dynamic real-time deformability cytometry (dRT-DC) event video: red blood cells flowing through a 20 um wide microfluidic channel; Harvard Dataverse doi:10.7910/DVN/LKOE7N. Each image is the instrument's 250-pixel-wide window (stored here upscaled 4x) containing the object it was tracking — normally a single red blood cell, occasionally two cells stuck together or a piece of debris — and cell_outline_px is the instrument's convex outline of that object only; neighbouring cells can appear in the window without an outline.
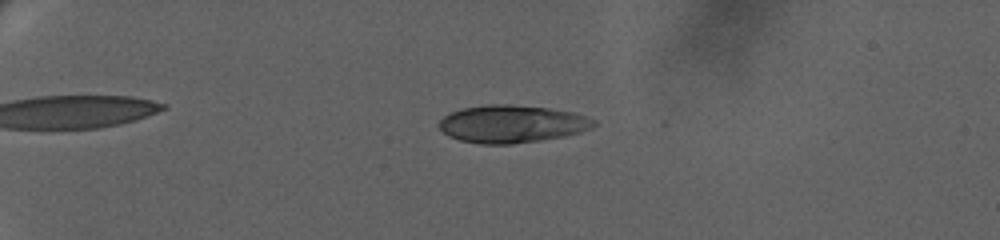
{"species": "human", "species_latin": "Homo sapiens", "temperature_condition": "warm", "stored_images_in_passage": 26, "camera_frame_rate_fps": 3000, "um_per_image_px": 0.085, "donor": {"sex": "female"}, "frame": {"image": 1, "passage_image": 19, "time_ms": 6.333, "image_size_px": [1000, 240], "cell_outline_px": [[596, 124], [592, 128], [580, 132], [564, 136], [540, 140], [512, 144], [480, 144], [460, 140], [448, 136], [440, 128], [440, 120], [444, 116], [452, 112], [464, 108], [488, 104], [512, 104], [548, 108], [572, 112], [596, 120]], "centroid_in_image_um": [43.52, 10.53], "position_along_channel_um": 41.5, "area_um2": 33.76}}
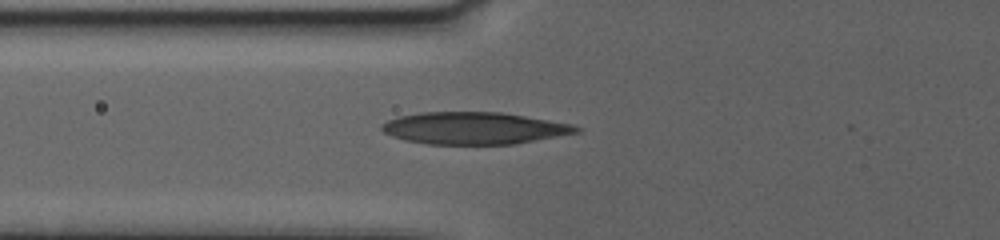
{"frame": {"image": 2, "passage_image": 24, "time_ms": 10.0, "image_size_px": [1000, 240], "cell_outline_px": [[580, 132], [512, 144], [428, 144], [404, 140], [392, 136], [384, 132], [380, 128], [380, 124], [388, 120], [400, 116], [420, 112], [500, 112], [572, 124], [580, 128]], "centroid_in_image_um": [40.24, 10.89], "position_along_channel_um": 85.6, "area_um2": 36.13}}
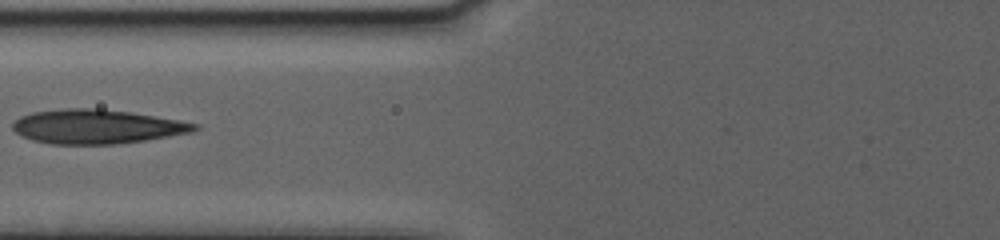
{"frame": {"image": 3, "passage_image": 25, "time_ms": 11.0, "image_size_px": [1000, 240], "cell_outline_px": [[200, 128], [192, 132], [144, 140], [112, 144], [48, 144], [32, 140], [20, 136], [12, 128], [12, 124], [20, 116], [32, 112], [64, 108], [96, 108], [128, 112], [180, 120], [200, 124]], "centroid_in_image_um": [8.19, 10.76], "position_along_channel_um": 117.6, "area_um2": 36.24}}